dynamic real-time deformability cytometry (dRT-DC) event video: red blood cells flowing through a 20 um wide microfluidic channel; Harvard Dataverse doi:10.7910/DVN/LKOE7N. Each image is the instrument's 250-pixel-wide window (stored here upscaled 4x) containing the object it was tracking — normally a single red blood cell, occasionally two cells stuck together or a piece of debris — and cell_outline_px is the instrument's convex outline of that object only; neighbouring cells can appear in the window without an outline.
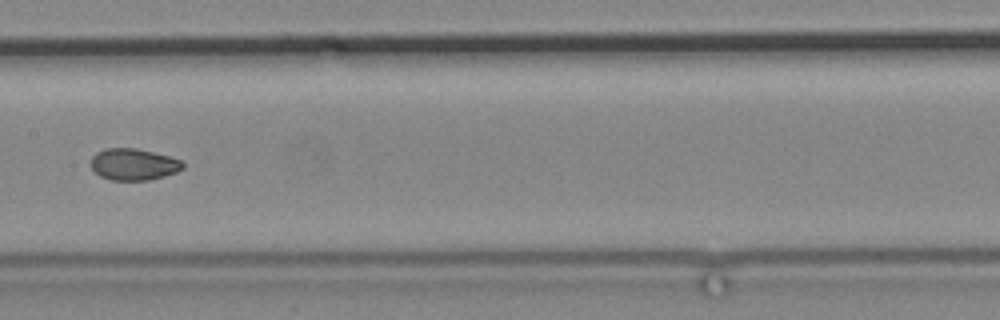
{"species": "common noctule bat (a hibernating species)", "species_latin": "Nyctalus noctula", "temperature_condition": "cold", "stored_images_in_passage": 14, "camera_frame_rate_fps": 3000, "um_per_image_px": 0.085, "animal": {"sex": "male", "body_mass_g": 19.2, "forearm_length_mm": 51.8}, "frame": {"image": 1, "passage_image": 12, "time_ms": 15.333, "image_size_px": [1000, 320], "cell_outline_px": [[184, 168], [176, 172], [164, 176], [148, 180], [112, 180], [100, 176], [92, 168], [92, 156], [96, 152], [108, 148], [136, 148], [168, 156], [180, 160], [184, 164]], "centroid_in_image_um": [11.36, 13.97], "position_along_channel_um": 196.0, "area_um2": 16.76}}
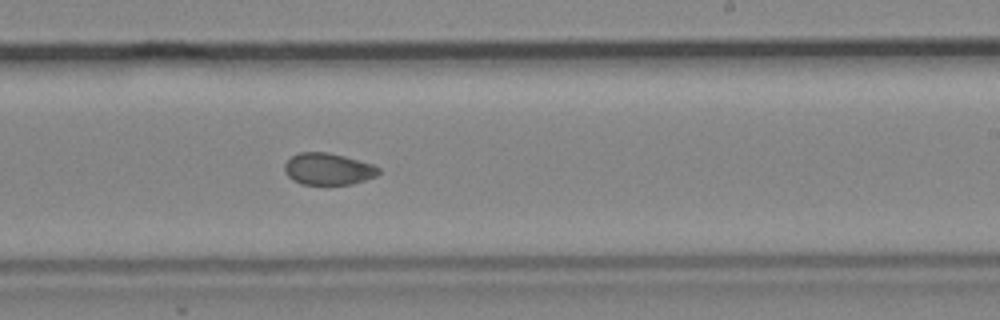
{"frame": {"image": 2, "passage_image": 14, "time_ms": 17.333, "image_size_px": [1000, 320], "cell_outline_px": [[380, 172], [376, 176], [352, 184], [300, 184], [292, 180], [284, 172], [284, 164], [292, 156], [300, 152], [328, 152], [344, 156], [372, 164], [380, 168]], "centroid_in_image_um": [27.87, 14.36], "position_along_channel_um": 261.1, "area_um2": 17.4}}